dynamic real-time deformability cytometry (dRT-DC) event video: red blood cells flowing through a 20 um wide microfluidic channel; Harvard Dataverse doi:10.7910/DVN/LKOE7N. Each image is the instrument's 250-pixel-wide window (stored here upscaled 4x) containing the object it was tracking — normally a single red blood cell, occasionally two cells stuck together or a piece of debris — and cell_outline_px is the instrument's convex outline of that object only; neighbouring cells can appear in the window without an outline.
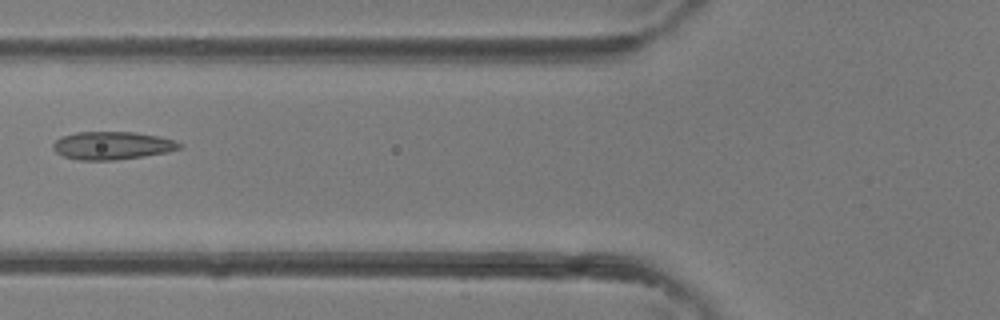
{"species": "common noctule bat (a hibernating species)", "species_latin": "Nyctalus noctula", "temperature_condition": "room temperature", "stored_images_in_passage": 38, "camera_frame_rate_fps": 3000, "um_per_image_px": 0.085, "animal": {"sex": "female"}, "frame": {"image": 1, "passage_image": 15, "time_ms": 4.667, "image_size_px": [1000, 320], "cell_outline_px": [[184, 144], [180, 148], [168, 152], [144, 156], [116, 160], [80, 160], [64, 156], [56, 152], [52, 148], [52, 144], [60, 136], [76, 132], [136, 132], [176, 140]], "centroid_in_image_um": [9.54, 12.37], "position_along_channel_um": 116.3, "area_um2": 20.69}}
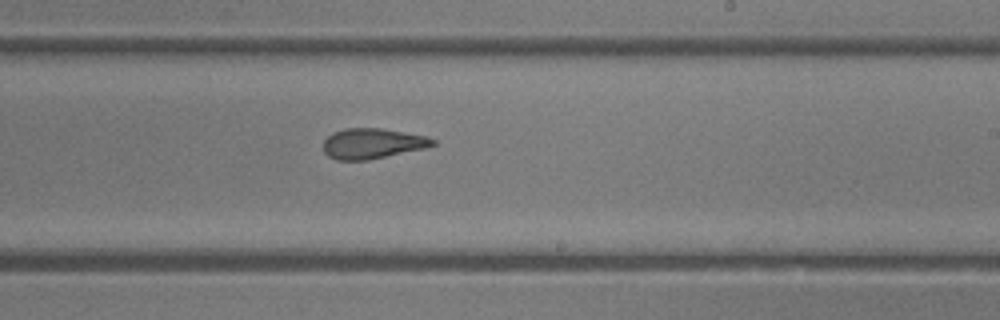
{"frame": {"image": 2, "passage_image": 23, "time_ms": 7.333, "image_size_px": [1000, 320], "cell_outline_px": [[436, 144], [428, 148], [368, 160], [336, 160], [328, 156], [324, 152], [324, 140], [332, 132], [344, 128], [380, 128], [428, 136], [436, 140]], "centroid_in_image_um": [31.68, 12.2], "position_along_channel_um": 257.3, "area_um2": 19.59}}
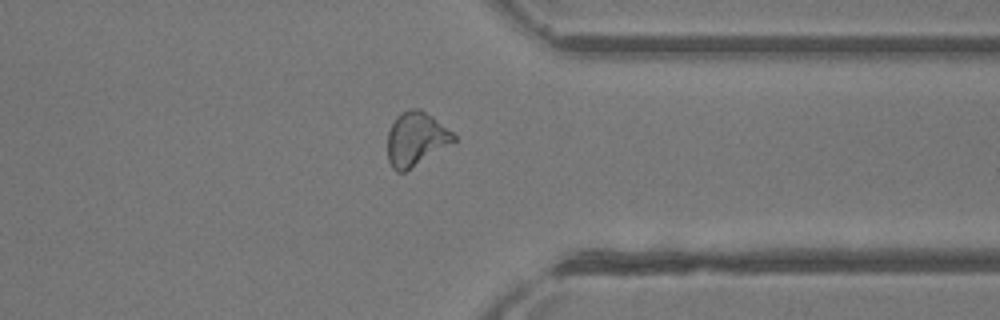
{"frame": {"image": 3, "passage_image": 30, "time_ms": 9.667, "image_size_px": [1000, 320], "cell_outline_px": [[456, 140], [404, 172], [396, 172], [392, 168], [388, 160], [388, 132], [396, 116], [400, 112], [412, 108], [420, 108], [432, 116], [452, 132], [456, 136]], "centroid_in_image_um": [35.32, 11.79], "position_along_channel_um": 376.1, "area_um2": 20.46}}